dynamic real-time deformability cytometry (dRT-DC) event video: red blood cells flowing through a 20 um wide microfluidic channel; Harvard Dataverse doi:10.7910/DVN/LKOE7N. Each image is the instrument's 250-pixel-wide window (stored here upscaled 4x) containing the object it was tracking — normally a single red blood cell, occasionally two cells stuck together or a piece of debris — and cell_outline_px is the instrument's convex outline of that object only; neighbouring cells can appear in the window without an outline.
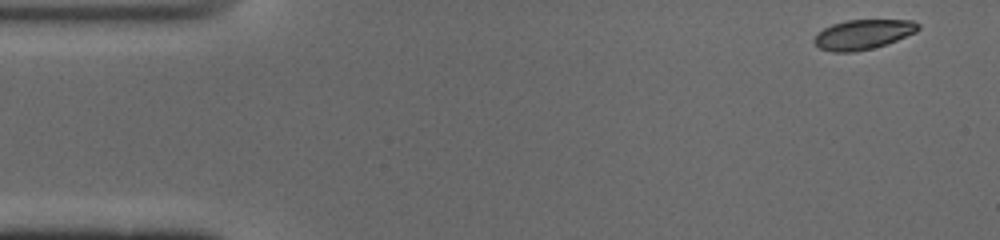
{"species": "common noctule bat (a hibernating species)", "species_latin": "Nyctalus noctula", "temperature_condition": "cold", "stored_images_in_passage": 49, "camera_frame_rate_fps": 3000, "um_per_image_px": 0.085, "animal": {"sex": "male", "body_mass_g": 19.0, "forearm_length_mm": 50.8}, "frame": {"image": 1, "passage_image": 1, "time_ms": 0.0, "image_size_px": [1000, 240], "cell_outline_px": [[920, 28], [916, 32], [896, 40], [872, 48], [852, 52], [832, 52], [820, 48], [812, 40], [816, 32], [832, 24], [848, 20], [912, 20], [920, 24]], "centroid_in_image_um": [73.33, 2.92], "position_along_channel_um": 11.7, "area_um2": 17.98}}
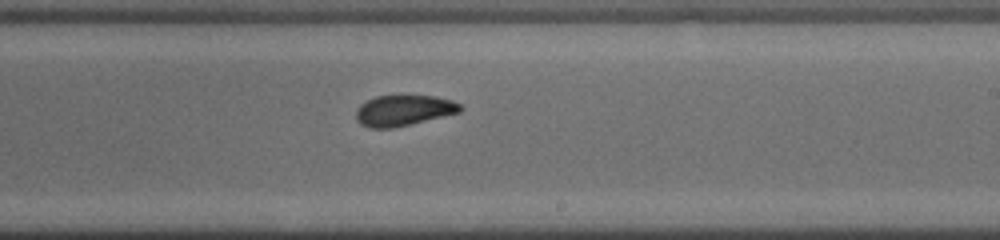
{"frame": {"image": 2, "passage_image": 28, "time_ms": 9.0, "image_size_px": [1000, 240], "cell_outline_px": [[464, 108], [460, 112], [392, 128], [368, 128], [360, 124], [356, 120], [356, 108], [360, 104], [376, 96], [432, 96], [452, 100], [460, 104]], "centroid_in_image_um": [34.27, 9.39], "position_along_channel_um": 254.7, "area_um2": 18.55}}
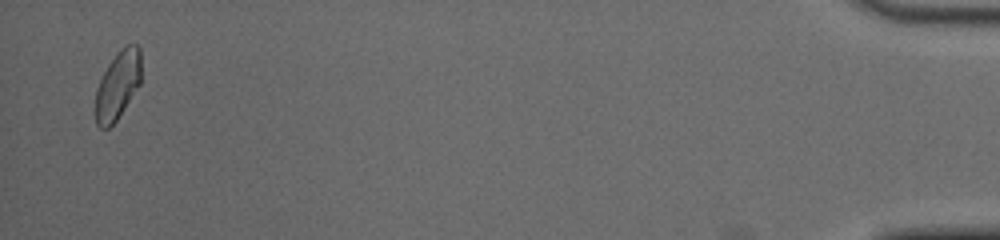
{"frame": {"image": 3, "passage_image": 48, "time_ms": 15.667, "image_size_px": [1000, 240], "cell_outline_px": [[140, 84], [116, 120], [108, 128], [100, 128], [96, 124], [96, 88], [108, 64], [128, 44], [136, 44], [140, 48]], "centroid_in_image_um": [10.0, 7.26], "position_along_channel_um": 425.2, "area_um2": 17.63}, "authors_computed_cell_mechanics": {"area_um2": 18.6694, "velocity_mm_per_s": 3.9195, "shape_relaxation_time_tau1_ms": 3.0796, "shape_relaxation_time_tau2_ms": 1.966, "deformation_change_tau1": 0.1263, "deformation_change_tau2": 0.0686}}